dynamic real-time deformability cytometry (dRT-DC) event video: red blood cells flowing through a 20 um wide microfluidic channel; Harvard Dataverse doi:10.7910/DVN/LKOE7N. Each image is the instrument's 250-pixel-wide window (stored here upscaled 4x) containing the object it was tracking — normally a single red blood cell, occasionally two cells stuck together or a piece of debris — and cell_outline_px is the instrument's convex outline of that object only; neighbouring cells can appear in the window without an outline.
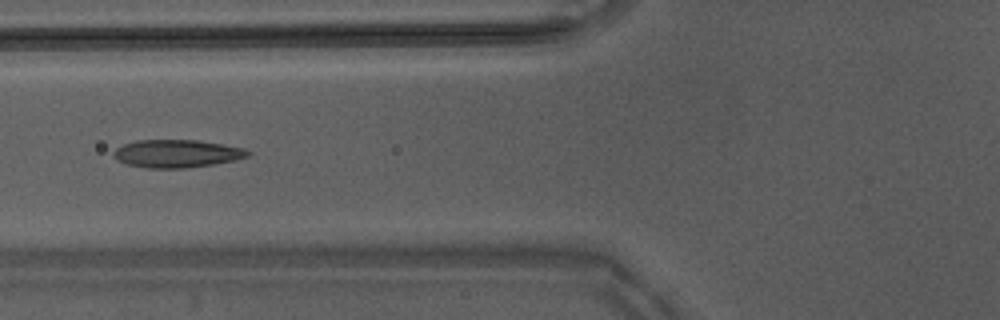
{"species": "Egyptian fruit bat (a non-hibernating species)", "species_latin": "Rousettus aegyptiacus", "temperature_condition": "warm", "stored_images_in_passage": 34, "camera_frame_rate_fps": 3000, "um_per_image_px": 0.085, "animal": {"sex": "male"}, "frame": {"image": 1, "passage_image": 6, "time_ms": 1.667, "image_size_px": [1000, 320], "cell_outline_px": [[252, 152], [248, 156], [236, 160], [212, 164], [184, 168], [148, 168], [124, 164], [112, 156], [112, 152], [116, 148], [124, 144], [136, 140], [196, 140], [224, 144], [244, 148]], "centroid_in_image_um": [15.01, 13.05], "position_along_channel_um": 110.8, "area_um2": 21.91}}